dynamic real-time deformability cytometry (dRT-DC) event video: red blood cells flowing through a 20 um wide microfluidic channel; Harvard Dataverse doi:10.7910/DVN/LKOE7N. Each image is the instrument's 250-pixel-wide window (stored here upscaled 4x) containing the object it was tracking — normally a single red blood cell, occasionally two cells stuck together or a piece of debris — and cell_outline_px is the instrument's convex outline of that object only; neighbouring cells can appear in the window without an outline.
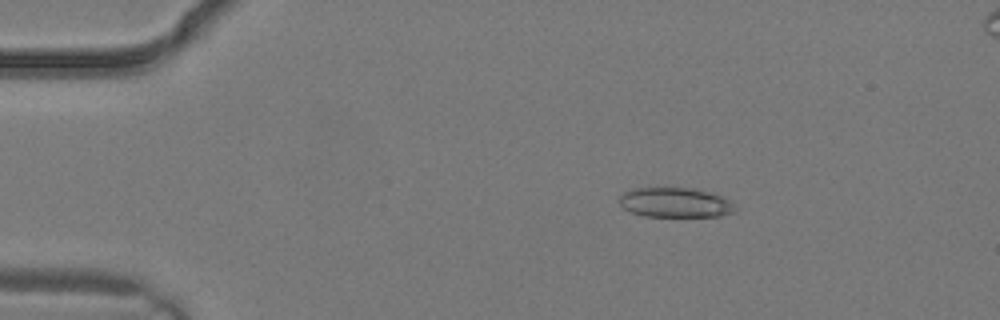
{"species": "common noctule bat (a hibernating species)", "species_latin": "Nyctalus noctula", "temperature_condition": "warm", "stored_images_in_passage": 3, "camera_frame_rate_fps": 3000, "um_per_image_px": 0.085, "animal": {"sex": "male", "body_mass_g": 19.2, "forearm_length_mm": 51.8}, "frame": {"image": 1, "passage_image": 1, "time_ms": 0.0, "image_size_px": [1000, 320], "cell_outline_px": [[736, 212], [720, 216], [644, 216], [632, 212], [624, 208], [616, 200], [624, 192], [636, 188], [692, 188], [708, 192], [720, 196], [728, 200], [736, 208]], "centroid_in_image_um": [57.37, 17.22], "position_along_channel_um": 27.6, "area_um2": 19.94}}